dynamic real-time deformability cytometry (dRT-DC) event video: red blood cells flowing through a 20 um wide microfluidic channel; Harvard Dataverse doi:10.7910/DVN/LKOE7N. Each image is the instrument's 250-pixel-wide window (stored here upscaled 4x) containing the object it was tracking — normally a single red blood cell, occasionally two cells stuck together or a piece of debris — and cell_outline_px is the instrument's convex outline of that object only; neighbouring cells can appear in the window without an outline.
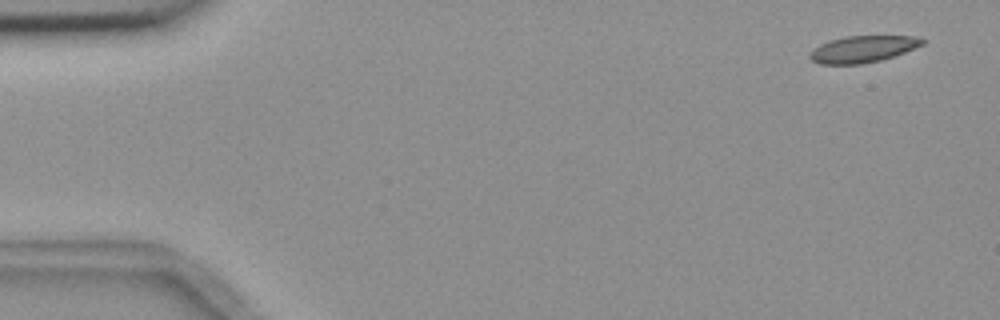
{"species": "common noctule bat (a hibernating species)", "species_latin": "Nyctalus noctula", "temperature_condition": "room temperature", "stored_images_in_passage": 5, "camera_frame_rate_fps": 3000, "um_per_image_px": 0.085, "animal": {"sex": "female", "body_mass_g": 18.4}, "frame": {"image": 1, "passage_image": 1, "time_ms": 0.0, "image_size_px": [1000, 320], "cell_outline_px": [[928, 40], [924, 44], [904, 52], [880, 60], [860, 64], [820, 64], [812, 60], [808, 56], [812, 48], [828, 40], [844, 36], [912, 36]], "centroid_in_image_um": [73.3, 4.16], "position_along_channel_um": 11.7, "area_um2": 17.51}}